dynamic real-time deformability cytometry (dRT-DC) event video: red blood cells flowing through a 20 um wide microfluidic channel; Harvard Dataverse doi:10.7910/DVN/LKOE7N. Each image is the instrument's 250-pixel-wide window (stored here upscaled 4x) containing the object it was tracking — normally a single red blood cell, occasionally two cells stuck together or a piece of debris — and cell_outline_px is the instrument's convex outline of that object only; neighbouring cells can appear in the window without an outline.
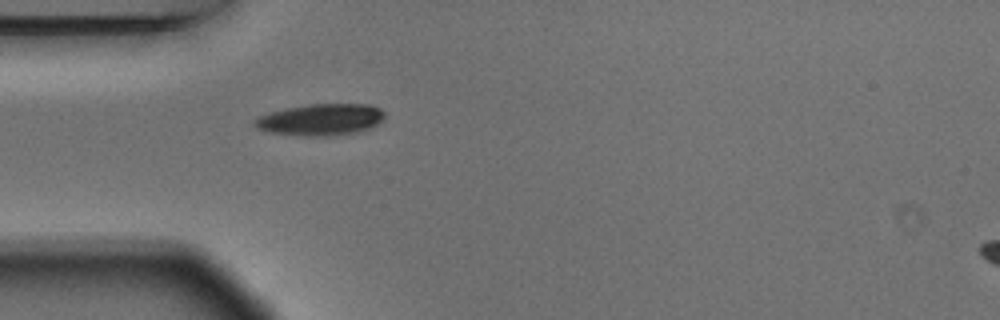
{"species": "Egyptian fruit bat (a non-hibernating species)", "species_latin": "Rousettus aegyptiacus", "temperature_condition": "warm", "stored_images_in_passage": 1, "camera_frame_rate_fps": 3000, "um_per_image_px": 0.085, "animal": {"sex": "male"}, "frame": {"image": 1, "passage_image": 1, "time_ms": 0.0, "image_size_px": [1000, 320], "cell_outline_px": [[384, 120], [368, 128], [356, 132], [324, 136], [316, 136], [272, 132], [256, 128], [252, 124], [260, 116], [268, 112], [308, 104], [368, 104], [380, 108], [384, 112]], "centroid_in_image_um": [27.28, 10.15], "position_along_channel_um": 57.7, "area_um2": 23.52}}